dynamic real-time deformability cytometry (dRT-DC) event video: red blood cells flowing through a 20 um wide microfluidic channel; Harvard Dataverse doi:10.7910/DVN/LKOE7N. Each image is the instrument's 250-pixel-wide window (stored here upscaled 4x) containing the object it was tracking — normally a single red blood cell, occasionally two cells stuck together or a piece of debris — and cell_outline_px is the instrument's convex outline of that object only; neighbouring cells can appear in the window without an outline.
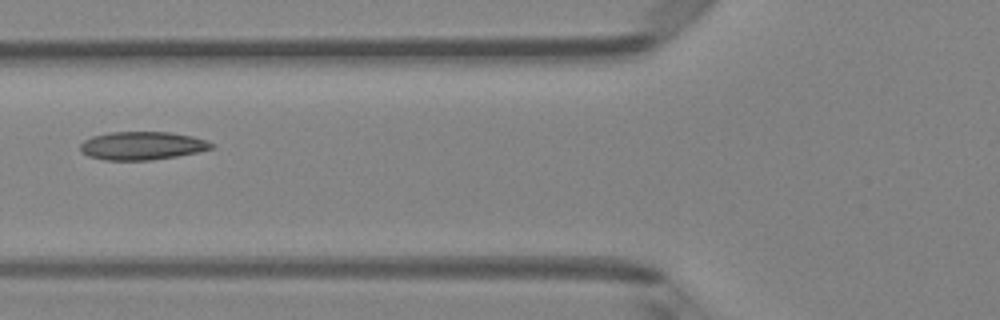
{"species": "Egyptian fruit bat (a non-hibernating species)", "species_latin": "Rousettus aegyptiacus", "temperature_condition": "room temperature", "stored_images_in_passage": 6, "camera_frame_rate_fps": 3000, "um_per_image_px": 0.085, "animal": {"sex": "female"}, "frame": {"image": 1, "passage_image": 6, "time_ms": 1.667, "image_size_px": [1000, 320], "cell_outline_px": [[212, 148], [196, 152], [176, 156], [148, 160], [104, 160], [88, 156], [80, 152], [80, 144], [84, 140], [92, 136], [112, 132], [168, 132], [192, 136], [208, 140], [212, 144]], "centroid_in_image_um": [12.03, 12.38], "position_along_channel_um": 113.8, "area_um2": 21.44}}